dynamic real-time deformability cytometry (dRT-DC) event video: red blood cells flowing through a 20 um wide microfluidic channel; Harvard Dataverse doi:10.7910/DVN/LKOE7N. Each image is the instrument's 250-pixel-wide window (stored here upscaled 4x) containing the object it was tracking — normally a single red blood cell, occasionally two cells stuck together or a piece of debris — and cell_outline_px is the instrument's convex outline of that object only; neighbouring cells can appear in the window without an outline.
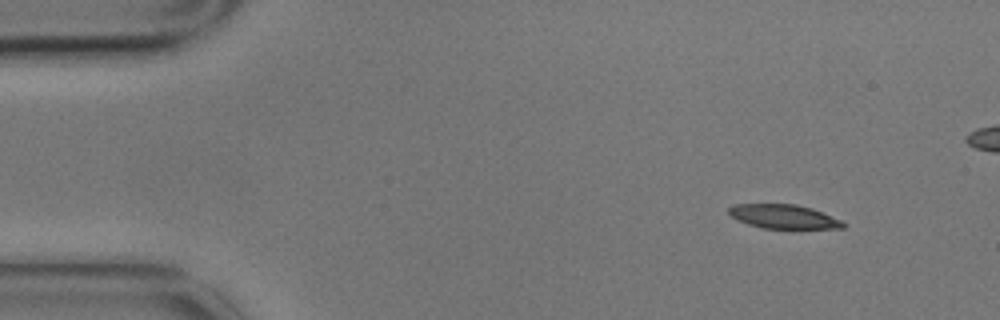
{"species": "common noctule bat (a hibernating species)", "species_latin": "Nyctalus noctula", "temperature_condition": "cold", "stored_images_in_passage": 4, "camera_frame_rate_fps": 3000, "um_per_image_px": 0.085, "animal": {"sex": "male", "body_mass_g": 17.9}, "frame": {"image": 1, "passage_image": 1, "time_ms": 0.0, "image_size_px": [1000, 320], "cell_outline_px": [[848, 224], [844, 228], [764, 228], [748, 224], [736, 220], [728, 212], [728, 208], [732, 204], [796, 204], [812, 208], [840, 220]], "centroid_in_image_um": [66.59, 18.4], "position_along_channel_um": 18.4, "area_um2": 15.95}}